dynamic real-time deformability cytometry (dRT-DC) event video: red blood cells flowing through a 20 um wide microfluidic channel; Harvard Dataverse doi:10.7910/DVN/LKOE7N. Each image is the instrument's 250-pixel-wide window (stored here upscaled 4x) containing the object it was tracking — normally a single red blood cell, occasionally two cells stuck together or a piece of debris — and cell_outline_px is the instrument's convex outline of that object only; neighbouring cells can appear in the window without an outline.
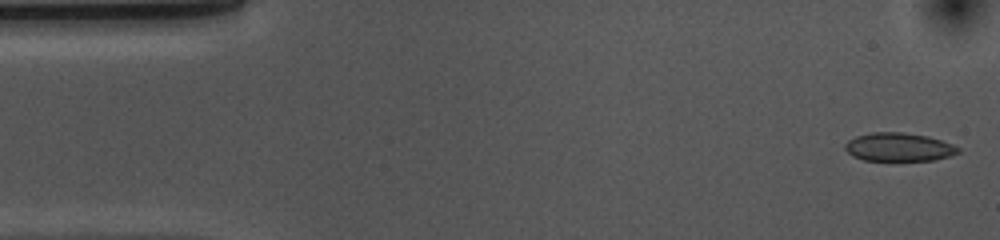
{"species": "common noctule bat (a hibernating species)", "species_latin": "Nyctalus noctula", "temperature_condition": "cold", "stored_images_in_passage": 52, "camera_frame_rate_fps": 3000, "um_per_image_px": 0.085, "animal": {"sex": "female", "body_mass_g": 10.0, "forearm_length_mm": 53.1}, "frame": {"image": 1, "passage_image": 1, "time_ms": 0.0, "image_size_px": [1000, 240], "cell_outline_px": [[960, 152], [952, 156], [936, 160], [864, 160], [852, 156], [844, 148], [844, 144], [848, 140], [856, 136], [872, 132], [900, 132], [928, 136], [952, 144], [960, 148]], "centroid_in_image_um": [76.4, 12.5], "position_along_channel_um": 8.6, "area_um2": 18.79}}
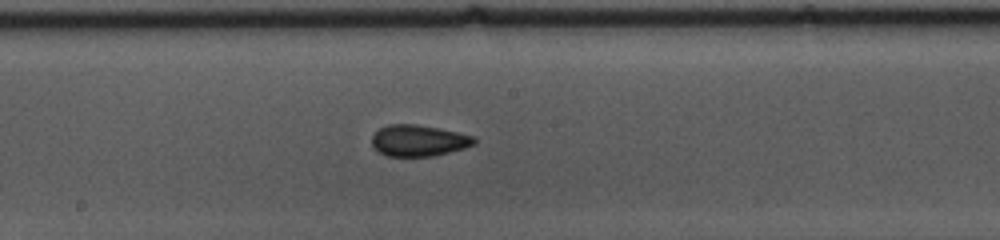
{"frame": {"image": 2, "passage_image": 26, "time_ms": 8.333, "image_size_px": [1000, 240], "cell_outline_px": [[476, 144], [464, 148], [436, 156], [388, 156], [380, 152], [372, 144], [372, 136], [380, 128], [388, 124], [416, 124], [440, 128], [476, 136]], "centroid_in_image_um": [35.63, 11.94], "position_along_channel_um": 212.6, "area_um2": 18.79}}
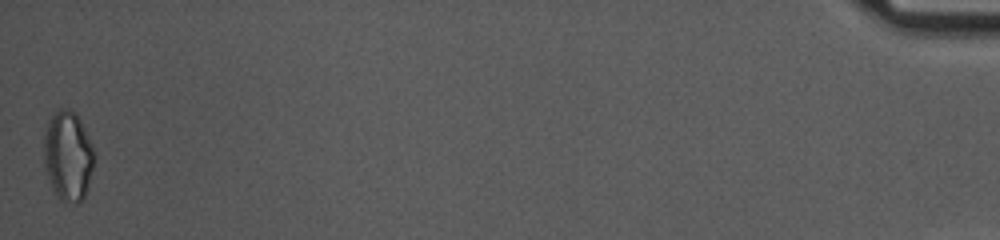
{"frame": {"image": 3, "passage_image": 52, "time_ms": 17.0, "image_size_px": [1000, 240], "cell_outline_px": [[96, 156], [88, 184], [84, 196], [80, 204], [64, 204], [56, 196], [44, 168], [44, 136], [48, 124], [52, 116], [60, 108], [68, 108], [76, 112], [92, 144]], "centroid_in_image_um": [5.79, 13.29], "position_along_channel_um": 429.4, "area_um2": 26.59}, "authors_computed_cell_mechanics": {"area_um2": 18.9873, "velocity_mm_per_s": 3.691, "shape_relaxation_time_tau1_ms": 5.0452, "shape_relaxation_time_tau2_ms": 1.7537, "deformation_change_tau1": 0.0959, "deformation_change_tau2": 0.0488}}